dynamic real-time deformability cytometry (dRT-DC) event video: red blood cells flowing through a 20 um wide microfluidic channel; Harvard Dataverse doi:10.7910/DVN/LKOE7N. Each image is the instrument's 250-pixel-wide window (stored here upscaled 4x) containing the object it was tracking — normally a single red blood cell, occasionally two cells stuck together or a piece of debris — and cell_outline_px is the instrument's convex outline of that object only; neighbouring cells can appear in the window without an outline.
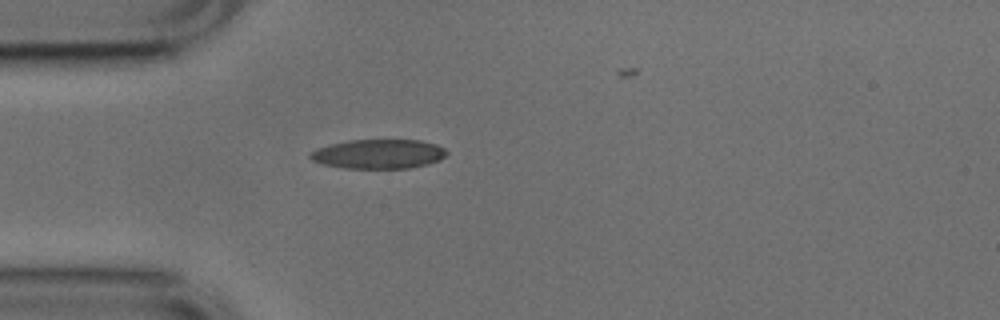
{"species": "common noctule bat (a hibernating species)", "species_latin": "Nyctalus noctula", "temperature_condition": "cold", "stored_images_in_passage": 29, "camera_frame_rate_fps": 3000, "um_per_image_px": 0.085, "animal": {"sex": "male", "body_mass_g": 17.9, "forearm_length_mm": 54.2}, "frame": {"image": 1, "passage_image": 1, "time_ms": 0.0, "image_size_px": [1000, 320], "cell_outline_px": [[448, 152], [440, 160], [428, 164], [408, 168], [344, 168], [320, 164], [312, 160], [308, 156], [316, 148], [348, 140], [420, 140], [436, 144], [444, 148]], "centroid_in_image_um": [32.17, 13.09], "position_along_channel_um": 52.8, "area_um2": 23.35}}
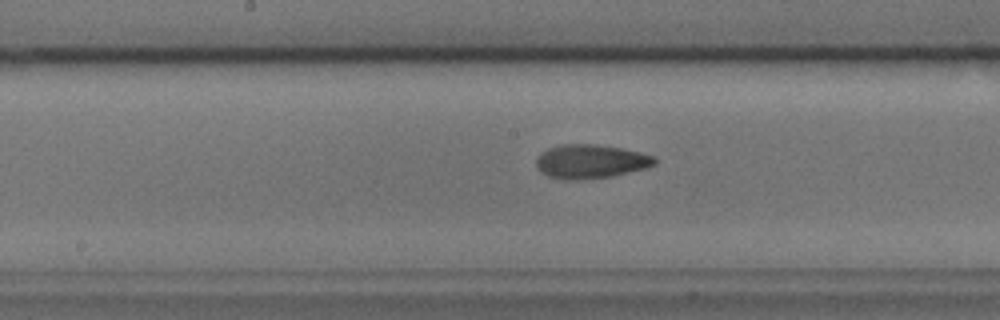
{"frame": {"image": 2, "passage_image": 13, "time_ms": 4.0, "image_size_px": [1000, 320], "cell_outline_px": [[656, 164], [644, 168], [612, 176], [572, 180], [568, 180], [548, 176], [540, 172], [536, 164], [536, 160], [540, 152], [548, 148], [560, 144], [596, 144], [624, 148], [656, 156]], "centroid_in_image_um": [50.19, 13.7], "position_along_channel_um": 198.0, "area_um2": 23.47}}
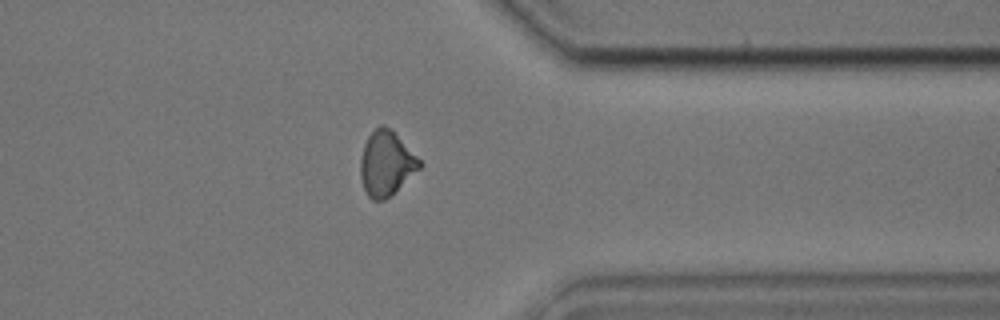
{"frame": {"image": 3, "passage_image": 28, "time_ms": 9.0, "image_size_px": [1000, 320], "cell_outline_px": [[424, 164], [420, 168], [384, 200], [372, 200], [368, 196], [364, 188], [360, 176], [360, 156], [364, 144], [368, 136], [380, 124], [384, 124], [392, 128]], "centroid_in_image_um": [32.82, 13.85], "position_along_channel_um": 378.6, "area_um2": 22.25}}